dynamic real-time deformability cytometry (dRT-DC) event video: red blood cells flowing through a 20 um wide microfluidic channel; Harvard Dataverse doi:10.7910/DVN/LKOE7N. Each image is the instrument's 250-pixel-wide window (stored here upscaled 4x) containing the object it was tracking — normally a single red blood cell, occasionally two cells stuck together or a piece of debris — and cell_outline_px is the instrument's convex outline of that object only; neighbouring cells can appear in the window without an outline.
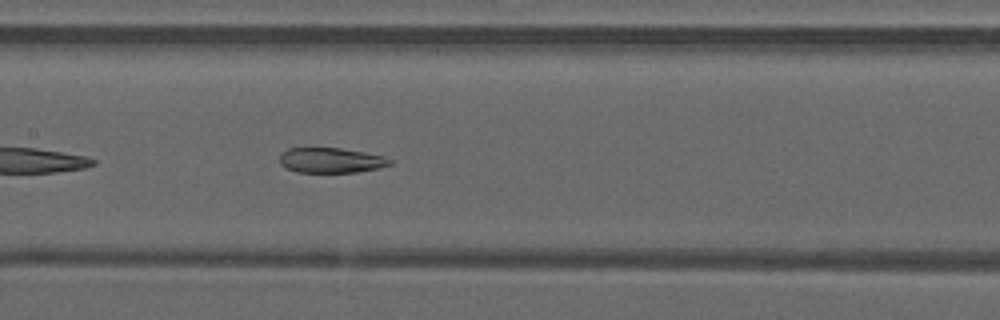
{"species": "common noctule bat (a hibernating species)", "species_latin": "Nyctalus noctula", "temperature_condition": "warm", "stored_images_in_passage": 28, "camera_frame_rate_fps": 3000, "um_per_image_px": 0.085, "animal": {"sex": "male", "forearm_length_mm": 52.5}, "frame": {"image": 1, "passage_image": 10, "time_ms": 3.0, "image_size_px": [1000, 320], "cell_outline_px": [[396, 160], [392, 164], [380, 168], [356, 172], [296, 172], [284, 168], [280, 164], [280, 152], [288, 148], [340, 148], [364, 152], [384, 156]], "centroid_in_image_um": [28.15, 13.63], "position_along_channel_um": 179.3, "area_um2": 16.42}}
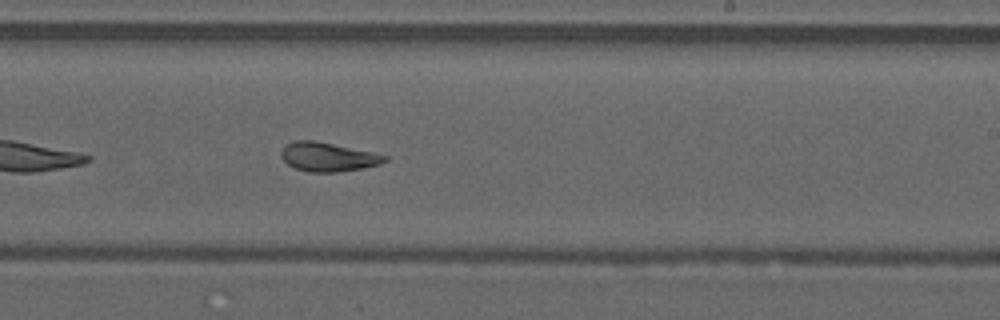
{"frame": {"image": 2, "passage_image": 16, "time_ms": 5.0, "image_size_px": [1000, 320], "cell_outline_px": [[388, 160], [380, 164], [360, 168], [336, 172], [308, 172], [296, 168], [288, 164], [280, 156], [280, 152], [292, 140], [316, 140], [372, 152], [388, 156]], "centroid_in_image_um": [27.86, 13.33], "position_along_channel_um": 261.1, "area_um2": 17.4}}
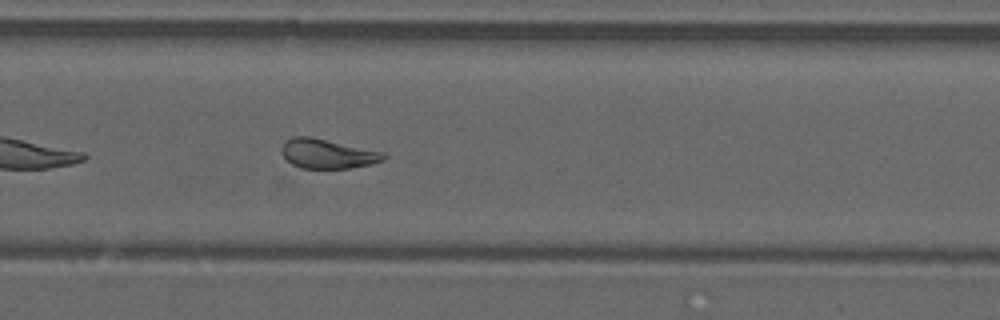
{"frame": {"image": 3, "passage_image": 19, "time_ms": 6.0, "image_size_px": [1000, 320], "cell_outline_px": [[388, 156], [384, 160], [368, 164], [348, 168], [300, 168], [292, 164], [280, 152], [280, 148], [292, 136], [308, 136], [384, 152]], "centroid_in_image_um": [27.82, 13.07], "position_along_channel_um": 302.0, "area_um2": 17.28}, "authors_computed_cell_mechanics": {"area_um2": 17.6868, "velocity_mm_per_s": 4.1039, "shape_relaxation_time_tau1_ms": null, "shape_relaxation_time_tau2_ms": 1.7474, "deformation_change_tau1": null, "deformation_change_tau2": 0.0828}}